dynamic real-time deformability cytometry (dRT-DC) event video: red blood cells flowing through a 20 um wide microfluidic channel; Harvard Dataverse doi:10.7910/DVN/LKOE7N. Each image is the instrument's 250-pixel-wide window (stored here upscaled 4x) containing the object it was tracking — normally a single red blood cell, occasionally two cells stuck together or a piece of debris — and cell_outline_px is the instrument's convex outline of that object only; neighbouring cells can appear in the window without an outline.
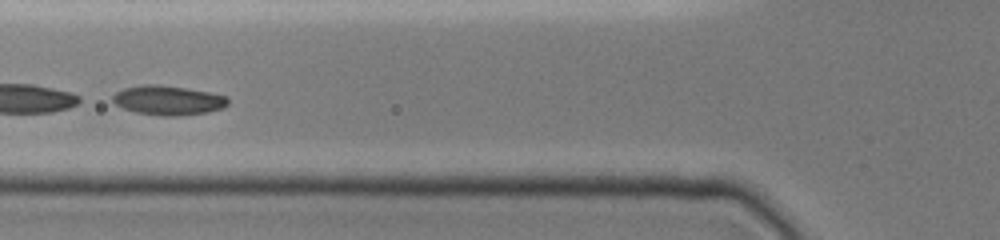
{"species": "common noctule bat (a hibernating species)", "species_latin": "Nyctalus noctula", "temperature_condition": "cold", "stored_images_in_passage": 26, "camera_frame_rate_fps": 3000, "um_per_image_px": 0.085, "animal": {"sex": "female", "body_mass_g": 19.0, "forearm_length_mm": 51.5}, "frame": {"image": 1, "passage_image": 23, "time_ms": 6.0, "image_size_px": [1000, 240], "cell_outline_px": [[228, 104], [224, 108], [208, 112], [176, 116], [164, 116], [136, 112], [124, 108], [116, 104], [112, 100], [112, 96], [116, 92], [124, 88], [140, 84], [160, 84], [208, 92], [228, 96]], "centroid_in_image_um": [14.29, 8.52], "position_along_channel_um": 111.5, "area_um2": 19.77}}